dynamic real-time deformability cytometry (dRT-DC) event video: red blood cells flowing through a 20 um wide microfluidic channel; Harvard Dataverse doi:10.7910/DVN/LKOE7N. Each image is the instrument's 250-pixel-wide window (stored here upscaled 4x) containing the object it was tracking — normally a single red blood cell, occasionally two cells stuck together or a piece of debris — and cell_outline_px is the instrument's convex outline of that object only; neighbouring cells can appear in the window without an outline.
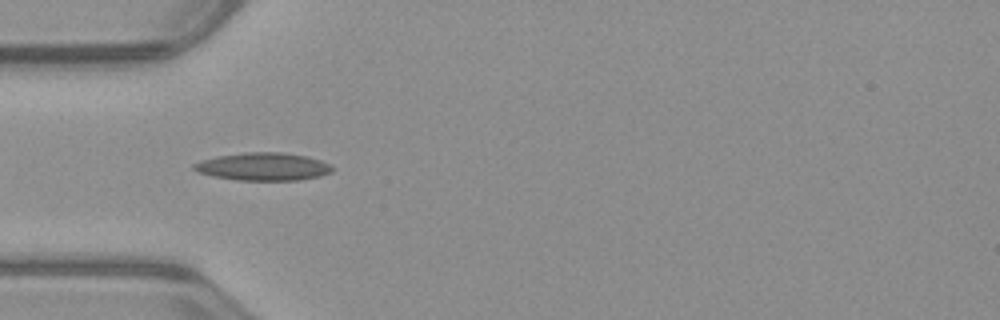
{"species": "common noctule bat (a hibernating species)", "species_latin": "Nyctalus noctula", "temperature_condition": "warm", "stored_images_in_passage": 6, "camera_frame_rate_fps": 3000, "um_per_image_px": 0.085, "animal": {"sex": "male", "body_mass_g": 23.1, "forearm_length_mm": 52.7}, "frame": {"image": 1, "passage_image": 3, "time_ms": 0.667, "image_size_px": [1000, 320], "cell_outline_px": [[336, 168], [332, 172], [320, 176], [296, 180], [236, 180], [212, 176], [200, 172], [192, 168], [192, 164], [216, 156], [244, 152], [284, 152], [308, 156], [332, 164]], "centroid_in_image_um": [22.43, 14.15], "position_along_channel_um": 62.6, "area_um2": 22.6}}